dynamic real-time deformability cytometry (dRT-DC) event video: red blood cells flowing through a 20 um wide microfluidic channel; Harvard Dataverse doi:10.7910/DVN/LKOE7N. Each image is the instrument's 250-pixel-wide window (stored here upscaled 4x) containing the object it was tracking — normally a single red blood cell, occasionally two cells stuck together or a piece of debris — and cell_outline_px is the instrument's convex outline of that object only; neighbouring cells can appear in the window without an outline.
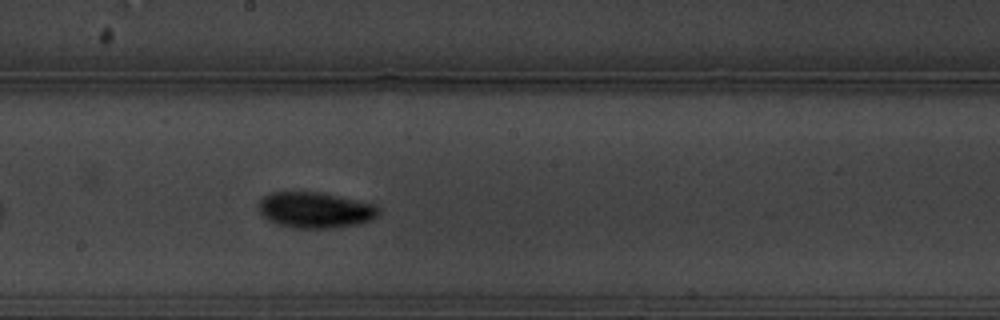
{"species": "common noctule bat (a hibernating species)", "species_latin": "Nyctalus noctula", "temperature_condition": "warm", "stored_images_in_passage": 43, "camera_frame_rate_fps": 3000, "um_per_image_px": 0.085, "animal": {"sex": "male", "body_mass_g": 19.5, "forearm_length_mm": 54.6}, "frame": {"image": 1, "passage_image": 19, "time_ms": 6.0, "image_size_px": [1000, 320], "cell_outline_px": [[380, 212], [372, 220], [356, 224], [332, 228], [296, 228], [276, 224], [268, 220], [260, 212], [260, 200], [264, 196], [272, 192], [320, 192], [376, 204]], "centroid_in_image_um": [26.81, 17.85], "position_along_channel_um": 221.4, "area_um2": 24.97}, "authors_computed_cell_mechanics": {"area_um2": 23.5824, "velocity_mm_per_s": 3.3358, "shape_relaxation_time_tau1_ms": 2.6331, "shape_relaxation_time_tau2_ms": 5.2351, "deformation_change_tau1": 0.1344, "deformation_change_tau2": 0.0656}}